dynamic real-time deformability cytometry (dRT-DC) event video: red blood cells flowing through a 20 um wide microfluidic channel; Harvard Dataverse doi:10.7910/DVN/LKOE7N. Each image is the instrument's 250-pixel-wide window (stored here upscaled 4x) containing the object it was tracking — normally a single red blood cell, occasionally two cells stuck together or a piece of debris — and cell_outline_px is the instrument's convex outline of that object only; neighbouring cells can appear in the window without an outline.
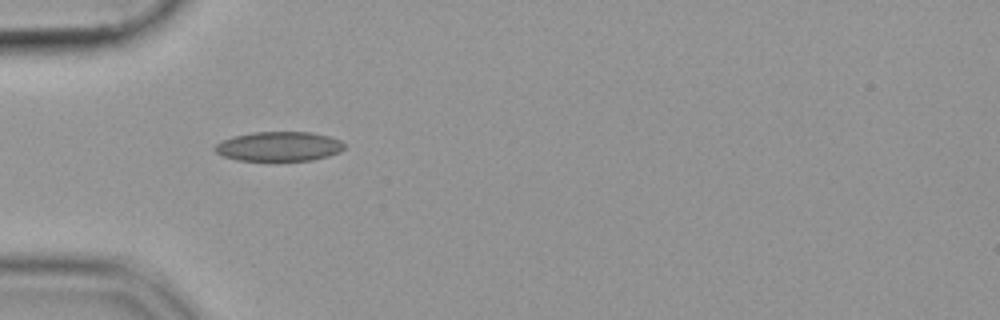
{"species": "common noctule bat (a hibernating species)", "species_latin": "Nyctalus noctula", "temperature_condition": "cold", "stored_images_in_passage": 35, "camera_frame_rate_fps": 3000, "um_per_image_px": 0.085, "animal": {"sex": "female", "body_mass_g": 19.9}, "frame": {"image": 1, "passage_image": 1, "time_ms": 0.0, "image_size_px": [1000, 320], "cell_outline_px": [[344, 148], [340, 152], [328, 156], [312, 160], [236, 160], [224, 156], [216, 152], [212, 148], [220, 140], [232, 136], [252, 132], [312, 132], [328, 136], [340, 140], [344, 144]], "centroid_in_image_um": [23.68, 12.43], "position_along_channel_um": 61.3, "area_um2": 22.31}}
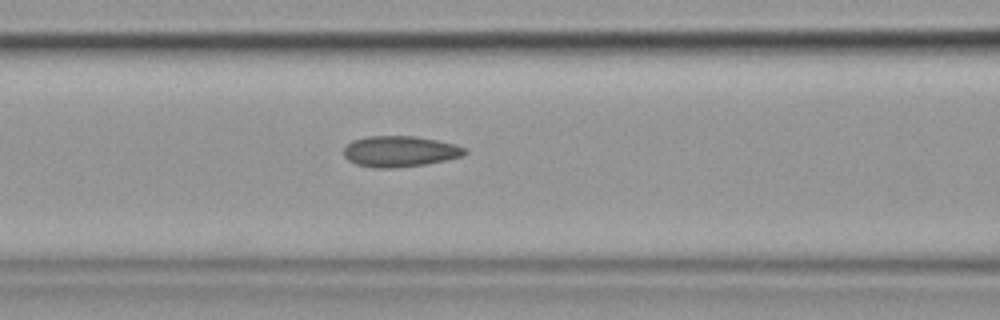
{"frame": {"image": 2, "passage_image": 7, "time_ms": 2.0, "image_size_px": [1000, 320], "cell_outline_px": [[468, 152], [464, 156], [428, 164], [392, 168], [376, 168], [356, 164], [348, 160], [344, 156], [344, 148], [352, 140], [368, 136], [416, 136], [456, 144], [468, 148]], "centroid_in_image_um": [34.03, 12.87], "position_along_channel_um": 132.6, "area_um2": 22.02}}
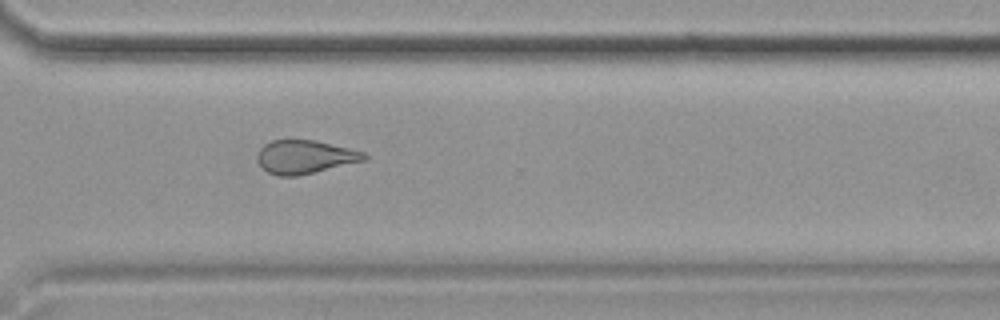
{"frame": {"image": 3, "passage_image": 24, "time_ms": 7.667, "image_size_px": [1000, 320], "cell_outline_px": [[368, 156], [364, 160], [296, 176], [276, 176], [268, 172], [256, 160], [256, 156], [260, 148], [264, 144], [272, 140], [316, 140], [364, 152]], "centroid_in_image_um": [25.87, 13.33], "position_along_channel_um": 344.7, "area_um2": 20.58}}